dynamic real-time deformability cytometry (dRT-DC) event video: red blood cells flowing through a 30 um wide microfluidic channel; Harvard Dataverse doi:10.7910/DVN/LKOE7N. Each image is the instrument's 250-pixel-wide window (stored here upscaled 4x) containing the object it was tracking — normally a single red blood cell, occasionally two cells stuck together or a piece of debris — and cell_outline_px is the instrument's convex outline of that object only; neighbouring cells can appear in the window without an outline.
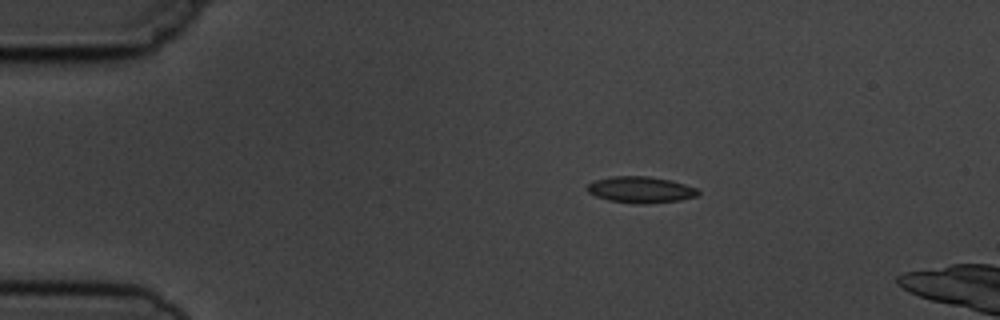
{"species": "common noctule bat (a hibernating species)", "species_latin": "Nyctalus noctula", "temperature_condition": "cold", "stored_images_in_passage": 14, "camera_frame_rate_fps": 3000, "um_per_image_px": 0.085, "animal": {"sex": "male", "body_mass_g": 19.5, "forearm_length_mm": 54.6}, "frame": {"image": 1, "passage_image": 2, "time_ms": 2.0, "image_size_px": [1000, 320], "cell_outline_px": [[700, 192], [696, 196], [680, 200], [644, 204], [640, 204], [608, 200], [596, 196], [588, 192], [584, 188], [588, 184], [596, 180], [612, 176], [648, 176], [672, 180], [696, 188]], "centroid_in_image_um": [54.44, 16.12], "position_along_channel_um": 30.6, "area_um2": 16.99}}
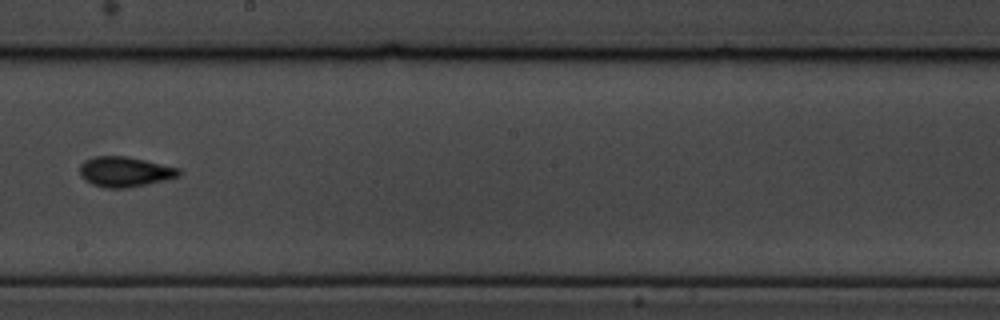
{"frame": {"image": 2, "passage_image": 8, "time_ms": 9.0, "image_size_px": [1000, 320], "cell_outline_px": [[180, 176], [164, 180], [124, 188], [104, 188], [92, 184], [84, 180], [80, 176], [80, 164], [84, 160], [96, 156], [124, 156], [144, 160], [180, 168]], "centroid_in_image_um": [10.57, 14.6], "position_along_channel_um": 237.6, "area_um2": 17.28}}
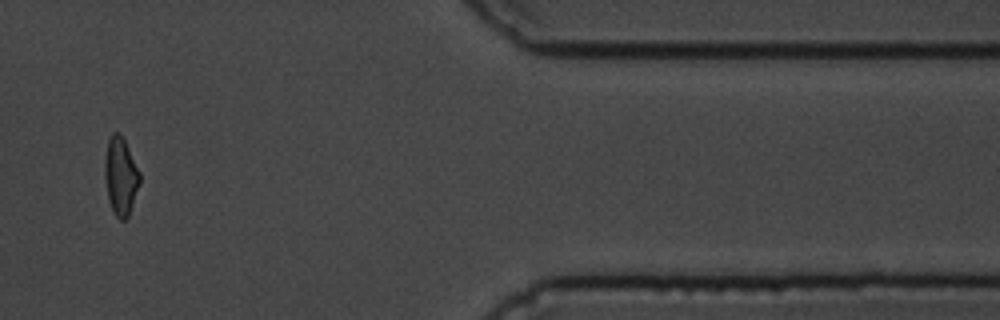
{"frame": {"image": 3, "passage_image": 12, "time_ms": 14.333, "image_size_px": [1000, 320], "cell_outline_px": [[140, 180], [128, 216], [124, 220], [120, 220], [116, 216], [108, 200], [104, 176], [104, 160], [108, 140], [112, 132], [120, 132], [140, 172]], "centroid_in_image_um": [10.23, 14.94], "position_along_channel_um": 401.2, "area_um2": 15.72}, "authors_computed_cell_mechanics": {"area_um2": 16.5597, "velocity_mm_per_s": 3.7485, "shape_relaxation_time_tau1_ms": 4.2747, "shape_relaxation_time_tau2_ms": 3.8627, "deformation_change_tau1": 0.1051, "deformation_change_tau2": 0.0716}}